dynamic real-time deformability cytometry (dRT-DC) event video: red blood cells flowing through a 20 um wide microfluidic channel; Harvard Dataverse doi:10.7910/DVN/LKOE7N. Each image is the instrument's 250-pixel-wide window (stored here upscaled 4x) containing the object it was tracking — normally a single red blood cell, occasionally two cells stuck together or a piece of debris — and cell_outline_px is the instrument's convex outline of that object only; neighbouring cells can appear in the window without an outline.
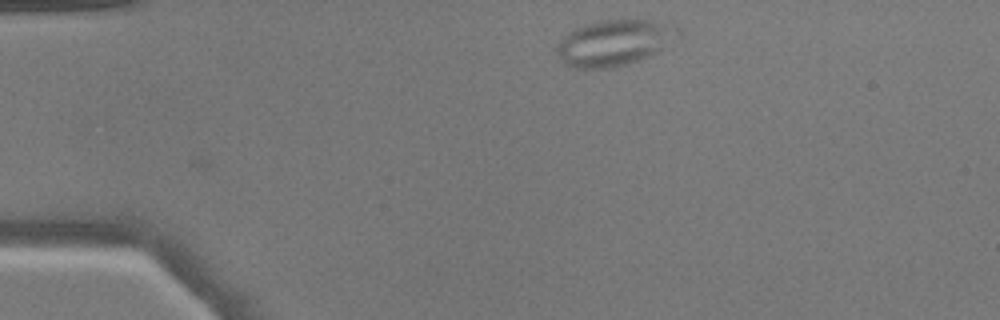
{"species": "common noctule bat (a hibernating species)", "species_latin": "Nyctalus noctula", "temperature_condition": "warm", "stored_images_in_passage": 7, "camera_frame_rate_fps": 3000, "um_per_image_px": 0.085, "animal": {"sex": "male", "body_mass_g": 17.9}, "frame": {"image": 1, "passage_image": 1, "time_ms": 0.0, "image_size_px": [1000, 320], "cell_outline_px": [[680, 36], [656, 52], [648, 56], [628, 64], [608, 68], [572, 68], [564, 64], [556, 48], [564, 36], [568, 32], [584, 24], [604, 20], [652, 20], [676, 24], [680, 28]], "centroid_in_image_um": [52.25, 3.62], "position_along_channel_um": 32.7, "area_um2": 32.37}}